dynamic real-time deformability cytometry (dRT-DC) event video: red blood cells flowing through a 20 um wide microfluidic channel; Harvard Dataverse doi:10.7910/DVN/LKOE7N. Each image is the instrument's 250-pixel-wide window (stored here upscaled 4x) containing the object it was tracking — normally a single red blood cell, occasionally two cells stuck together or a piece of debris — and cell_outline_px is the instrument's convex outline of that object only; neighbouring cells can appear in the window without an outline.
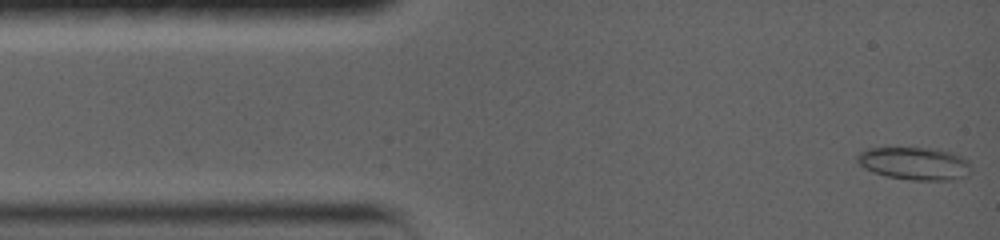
{"species": "common noctule bat (a hibernating species)", "species_latin": "Nyctalus noctula", "temperature_condition": "warm", "stored_images_in_passage": 13, "camera_frame_rate_fps": 5000, "um_per_image_px": 0.085, "animal": {"sex": "female", "body_mass_g": 19.0, "forearm_length_mm": 56.7}, "frame": {"image": 1, "passage_image": 1, "time_ms": 0.0, "image_size_px": [1000, 240], "cell_outline_px": [[968, 176], [948, 180], [912, 180], [888, 176], [864, 168], [856, 160], [856, 156], [860, 152], [868, 148], [936, 148], [952, 152], [968, 160]], "centroid_in_image_um": [77.73, 13.88], "position_along_channel_um": 7.3, "area_um2": 21.5}}
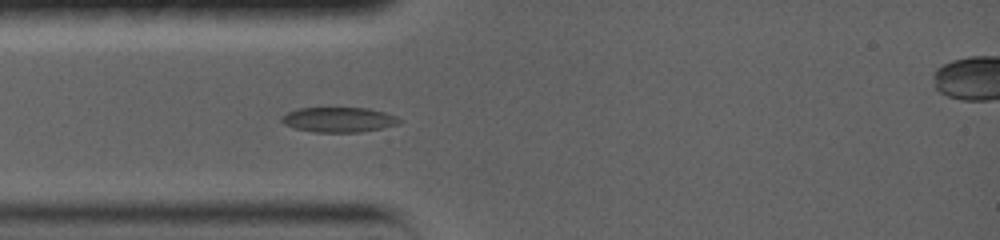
{"frame": {"image": 2, "passage_image": 11, "time_ms": 3.4, "image_size_px": [1000, 240], "cell_outline_px": [[400, 120], [396, 124], [380, 128], [360, 132], [312, 132], [296, 128], [284, 124], [280, 120], [280, 116], [296, 108], [368, 108], [384, 112], [396, 116]], "centroid_in_image_um": [28.72, 10.17], "position_along_channel_um": 56.3, "area_um2": 16.99}}